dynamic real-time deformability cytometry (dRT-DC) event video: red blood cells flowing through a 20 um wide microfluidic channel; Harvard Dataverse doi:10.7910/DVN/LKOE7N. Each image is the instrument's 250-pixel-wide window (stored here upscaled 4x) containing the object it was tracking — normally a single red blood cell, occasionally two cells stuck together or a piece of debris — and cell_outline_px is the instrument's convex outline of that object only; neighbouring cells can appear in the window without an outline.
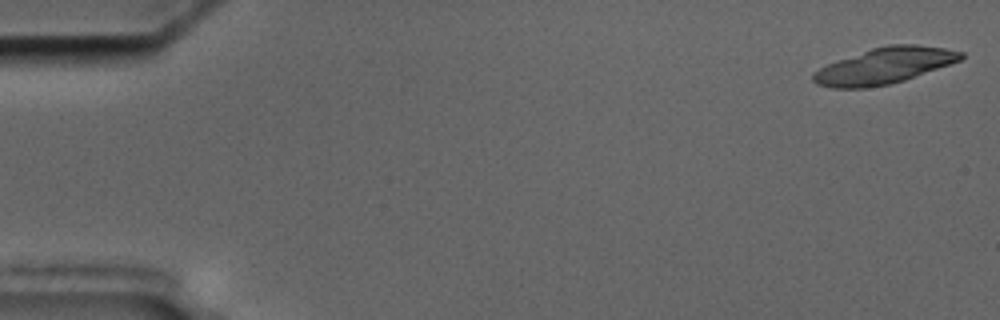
{"species": "common noctule bat (a hibernating species)", "species_latin": "Nyctalus noctula", "temperature_condition": "cold", "stored_images_in_passage": 19, "camera_frame_rate_fps": 3000, "um_per_image_px": 0.085, "animal": {"sex": "male", "body_mass_g": 17.5, "forearm_length_mm": 52.3}, "frame": {"image": 1, "passage_image": 1, "time_ms": 0.0, "image_size_px": [1000, 320], "cell_outline_px": [[964, 56], [960, 60], [904, 80], [888, 84], [864, 88], [832, 88], [816, 84], [812, 80], [812, 72], [828, 64], [872, 48], [888, 44], [916, 44], [944, 48], [964, 52]], "centroid_in_image_um": [75.15, 5.59], "position_along_channel_um": 9.8, "area_um2": 30.63}}